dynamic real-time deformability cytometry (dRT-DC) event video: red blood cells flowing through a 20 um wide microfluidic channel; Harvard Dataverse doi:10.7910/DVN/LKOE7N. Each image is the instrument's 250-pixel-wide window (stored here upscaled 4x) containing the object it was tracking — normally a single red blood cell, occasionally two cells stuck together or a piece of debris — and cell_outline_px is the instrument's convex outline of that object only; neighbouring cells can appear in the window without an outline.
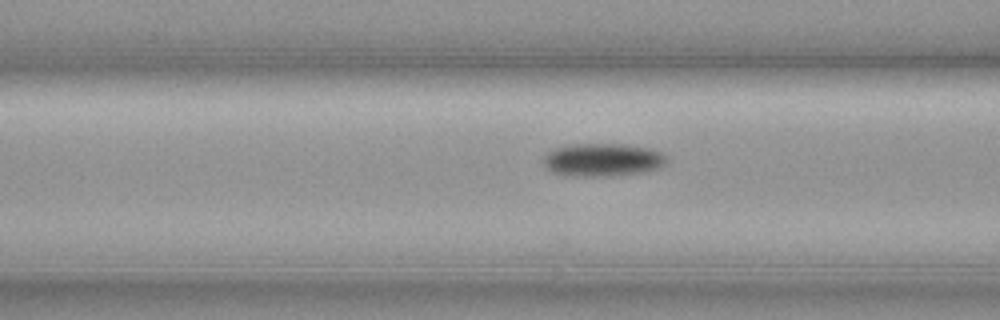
{"species": "common noctule bat (a hibernating species)", "species_latin": "Nyctalus noctula", "temperature_condition": "cold", "stored_images_in_passage": 20, "camera_frame_rate_fps": 3000, "um_per_image_px": 0.085, "animal": {"sex": "female", "body_mass_g": 19.3, "forearm_length_mm": 54.1}, "frame": {"image": 1, "passage_image": 17, "time_ms": 5.333, "image_size_px": [1000, 320], "cell_outline_px": [[668, 160], [660, 168], [644, 172], [596, 176], [576, 176], [552, 172], [544, 164], [544, 156], [548, 152], [556, 148], [572, 144], [628, 144], [652, 148], [668, 156]], "centroid_in_image_um": [51.28, 13.57], "position_along_channel_um": 115.3, "area_um2": 23.64}}